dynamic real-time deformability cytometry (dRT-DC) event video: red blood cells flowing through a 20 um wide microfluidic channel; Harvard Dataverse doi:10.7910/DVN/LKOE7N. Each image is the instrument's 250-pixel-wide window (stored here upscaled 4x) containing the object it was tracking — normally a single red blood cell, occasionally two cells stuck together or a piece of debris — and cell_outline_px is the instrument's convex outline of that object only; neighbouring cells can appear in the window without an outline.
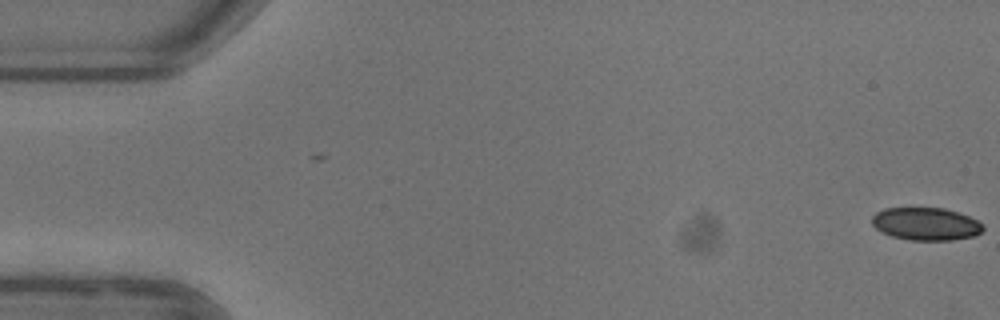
{"species": "common noctule bat (a hibernating species)", "species_latin": "Nyctalus noctula", "temperature_condition": "warm", "stored_images_in_passage": 53, "camera_frame_rate_fps": 3000, "um_per_image_px": 0.085, "animal": {"sex": "female"}, "frame": {"image": 1, "passage_image": 1, "time_ms": 0.0, "image_size_px": [1000, 320], "cell_outline_px": [[984, 228], [980, 232], [972, 236], [952, 240], [908, 240], [892, 236], [880, 232], [872, 224], [872, 216], [876, 212], [884, 208], [944, 208], [968, 216], [984, 224]], "centroid_in_image_um": [78.67, 19.03], "position_along_channel_um": 6.3, "area_um2": 21.15}}
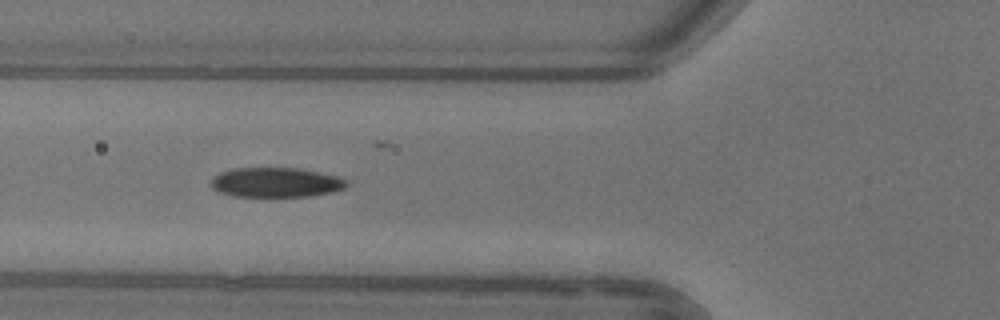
{"frame": {"image": 2, "passage_image": 20, "time_ms": 6.333, "image_size_px": [1000, 320], "cell_outline_px": [[348, 184], [344, 188], [328, 192], [308, 196], [268, 200], [232, 196], [216, 192], [212, 188], [212, 180], [220, 172], [236, 168], [300, 168], [340, 176], [348, 180]], "centroid_in_image_um": [23.43, 15.55], "position_along_channel_um": 102.4, "area_um2": 24.51}}
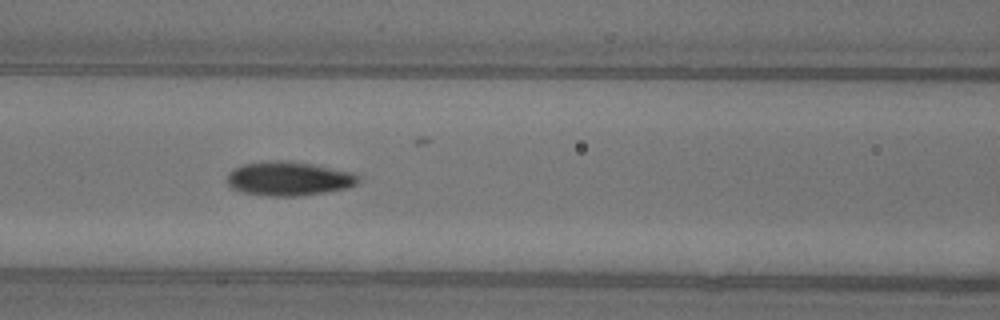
{"frame": {"image": 3, "passage_image": 23, "time_ms": 7.333, "image_size_px": [1000, 320], "cell_outline_px": [[360, 180], [356, 184], [348, 188], [324, 192], [296, 196], [268, 196], [240, 192], [232, 188], [228, 184], [228, 172], [232, 168], [244, 164], [288, 160], [312, 164], [352, 172], [360, 176]], "centroid_in_image_um": [24.55, 15.19], "position_along_channel_um": 142.1, "area_um2": 25.95}, "authors_computed_cell_mechanics": {"area_um2": 24.1604, "velocity_mm_per_s": 3.9263, "shape_relaxation_time_tau1_ms": 8.0205, "shape_relaxation_time_tau2_ms": 2.8442, "deformation_change_tau1": 0.1777, "deformation_change_tau2": 0.0884}}